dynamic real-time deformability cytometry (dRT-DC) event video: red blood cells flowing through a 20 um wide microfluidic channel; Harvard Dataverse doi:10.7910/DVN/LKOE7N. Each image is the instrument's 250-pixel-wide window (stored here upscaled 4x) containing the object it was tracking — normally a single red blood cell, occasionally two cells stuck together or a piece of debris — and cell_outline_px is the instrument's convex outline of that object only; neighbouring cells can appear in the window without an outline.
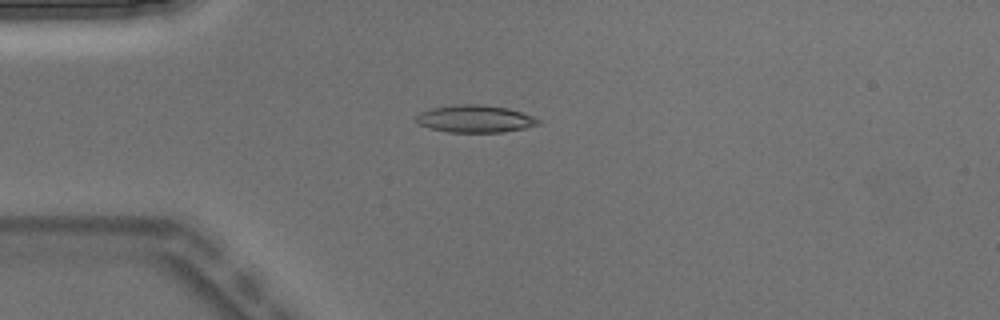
{"species": "Egyptian fruit bat (a non-hibernating species)", "species_latin": "Rousettus aegyptiacus", "temperature_condition": "warm", "stored_images_in_passage": 1, "camera_frame_rate_fps": 3000, "um_per_image_px": 0.085, "animal": {"sex": "male"}, "frame": {"image": 1, "passage_image": 1, "time_ms": 0.0, "image_size_px": [1000, 320], "cell_outline_px": [[540, 124], [524, 128], [500, 132], [448, 132], [432, 128], [420, 124], [416, 120], [416, 116], [420, 112], [432, 108], [452, 104], [480, 104], [508, 108], [532, 116], [540, 120]], "centroid_in_image_um": [40.38, 10.09], "position_along_channel_um": 44.6, "area_um2": 19.31}}